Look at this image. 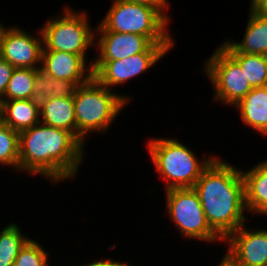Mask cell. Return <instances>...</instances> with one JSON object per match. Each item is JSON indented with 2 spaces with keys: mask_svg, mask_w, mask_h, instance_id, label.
I'll return each mask as SVG.
<instances>
[{
  "mask_svg": "<svg viewBox=\"0 0 267 266\" xmlns=\"http://www.w3.org/2000/svg\"><path fill=\"white\" fill-rule=\"evenodd\" d=\"M7 27L0 22V57L14 68H40L43 48L41 30L38 29L39 35L35 36L17 26Z\"/></svg>",
  "mask_w": 267,
  "mask_h": 266,
  "instance_id": "10",
  "label": "cell"
},
{
  "mask_svg": "<svg viewBox=\"0 0 267 266\" xmlns=\"http://www.w3.org/2000/svg\"><path fill=\"white\" fill-rule=\"evenodd\" d=\"M95 31L135 33L153 44H175L168 32L170 23L156 8L126 0H113Z\"/></svg>",
  "mask_w": 267,
  "mask_h": 266,
  "instance_id": "5",
  "label": "cell"
},
{
  "mask_svg": "<svg viewBox=\"0 0 267 266\" xmlns=\"http://www.w3.org/2000/svg\"><path fill=\"white\" fill-rule=\"evenodd\" d=\"M222 258L217 266H236L226 255Z\"/></svg>",
  "mask_w": 267,
  "mask_h": 266,
  "instance_id": "29",
  "label": "cell"
},
{
  "mask_svg": "<svg viewBox=\"0 0 267 266\" xmlns=\"http://www.w3.org/2000/svg\"><path fill=\"white\" fill-rule=\"evenodd\" d=\"M0 119L12 130L21 132L40 123V111L30 99L0 101Z\"/></svg>",
  "mask_w": 267,
  "mask_h": 266,
  "instance_id": "18",
  "label": "cell"
},
{
  "mask_svg": "<svg viewBox=\"0 0 267 266\" xmlns=\"http://www.w3.org/2000/svg\"><path fill=\"white\" fill-rule=\"evenodd\" d=\"M174 44H151L143 53H137L125 59L113 61H93V77L103 86L112 90V86L117 87L130 81L134 77H139L154 64L158 63ZM111 88V89H110Z\"/></svg>",
  "mask_w": 267,
  "mask_h": 266,
  "instance_id": "9",
  "label": "cell"
},
{
  "mask_svg": "<svg viewBox=\"0 0 267 266\" xmlns=\"http://www.w3.org/2000/svg\"><path fill=\"white\" fill-rule=\"evenodd\" d=\"M241 67L253 88L267 86V56L227 52Z\"/></svg>",
  "mask_w": 267,
  "mask_h": 266,
  "instance_id": "19",
  "label": "cell"
},
{
  "mask_svg": "<svg viewBox=\"0 0 267 266\" xmlns=\"http://www.w3.org/2000/svg\"><path fill=\"white\" fill-rule=\"evenodd\" d=\"M14 67L0 57V100L4 97Z\"/></svg>",
  "mask_w": 267,
  "mask_h": 266,
  "instance_id": "25",
  "label": "cell"
},
{
  "mask_svg": "<svg viewBox=\"0 0 267 266\" xmlns=\"http://www.w3.org/2000/svg\"><path fill=\"white\" fill-rule=\"evenodd\" d=\"M36 69L14 68L4 97L0 101L30 99L34 92Z\"/></svg>",
  "mask_w": 267,
  "mask_h": 266,
  "instance_id": "22",
  "label": "cell"
},
{
  "mask_svg": "<svg viewBox=\"0 0 267 266\" xmlns=\"http://www.w3.org/2000/svg\"><path fill=\"white\" fill-rule=\"evenodd\" d=\"M242 225L223 242L225 254L236 266H267V229H247Z\"/></svg>",
  "mask_w": 267,
  "mask_h": 266,
  "instance_id": "11",
  "label": "cell"
},
{
  "mask_svg": "<svg viewBox=\"0 0 267 266\" xmlns=\"http://www.w3.org/2000/svg\"><path fill=\"white\" fill-rule=\"evenodd\" d=\"M76 138L85 145V137L92 132L105 133L111 122L129 104L130 96L121 95L101 85L94 77L87 83L73 87Z\"/></svg>",
  "mask_w": 267,
  "mask_h": 266,
  "instance_id": "3",
  "label": "cell"
},
{
  "mask_svg": "<svg viewBox=\"0 0 267 266\" xmlns=\"http://www.w3.org/2000/svg\"><path fill=\"white\" fill-rule=\"evenodd\" d=\"M85 147L71 132L39 123L19 132V171L57 184L74 180Z\"/></svg>",
  "mask_w": 267,
  "mask_h": 266,
  "instance_id": "1",
  "label": "cell"
},
{
  "mask_svg": "<svg viewBox=\"0 0 267 266\" xmlns=\"http://www.w3.org/2000/svg\"><path fill=\"white\" fill-rule=\"evenodd\" d=\"M245 34L240 42L227 40L220 46L226 52H240L267 56V15L249 8Z\"/></svg>",
  "mask_w": 267,
  "mask_h": 266,
  "instance_id": "14",
  "label": "cell"
},
{
  "mask_svg": "<svg viewBox=\"0 0 267 266\" xmlns=\"http://www.w3.org/2000/svg\"><path fill=\"white\" fill-rule=\"evenodd\" d=\"M69 89L61 80L53 78L41 68H36L34 92L30 98L32 104L40 111L49 98L61 95Z\"/></svg>",
  "mask_w": 267,
  "mask_h": 266,
  "instance_id": "21",
  "label": "cell"
},
{
  "mask_svg": "<svg viewBox=\"0 0 267 266\" xmlns=\"http://www.w3.org/2000/svg\"><path fill=\"white\" fill-rule=\"evenodd\" d=\"M130 2H134L137 4H143L150 7L156 8L169 22H171V18L167 14L168 12V6H169V0H126ZM166 12V13H165Z\"/></svg>",
  "mask_w": 267,
  "mask_h": 266,
  "instance_id": "26",
  "label": "cell"
},
{
  "mask_svg": "<svg viewBox=\"0 0 267 266\" xmlns=\"http://www.w3.org/2000/svg\"><path fill=\"white\" fill-rule=\"evenodd\" d=\"M246 126L267 135V86L253 88L235 106Z\"/></svg>",
  "mask_w": 267,
  "mask_h": 266,
  "instance_id": "17",
  "label": "cell"
},
{
  "mask_svg": "<svg viewBox=\"0 0 267 266\" xmlns=\"http://www.w3.org/2000/svg\"><path fill=\"white\" fill-rule=\"evenodd\" d=\"M78 266H130L127 262L111 260L110 258H100L99 260H93L92 263L80 264Z\"/></svg>",
  "mask_w": 267,
  "mask_h": 266,
  "instance_id": "27",
  "label": "cell"
},
{
  "mask_svg": "<svg viewBox=\"0 0 267 266\" xmlns=\"http://www.w3.org/2000/svg\"><path fill=\"white\" fill-rule=\"evenodd\" d=\"M21 227L15 222L4 226L0 231V266H14V261L20 249L30 239L21 232Z\"/></svg>",
  "mask_w": 267,
  "mask_h": 266,
  "instance_id": "20",
  "label": "cell"
},
{
  "mask_svg": "<svg viewBox=\"0 0 267 266\" xmlns=\"http://www.w3.org/2000/svg\"><path fill=\"white\" fill-rule=\"evenodd\" d=\"M153 165L165 180V190L172 188H193L203 170L216 157L202 160L186 145L175 138L155 137L146 145Z\"/></svg>",
  "mask_w": 267,
  "mask_h": 266,
  "instance_id": "4",
  "label": "cell"
},
{
  "mask_svg": "<svg viewBox=\"0 0 267 266\" xmlns=\"http://www.w3.org/2000/svg\"><path fill=\"white\" fill-rule=\"evenodd\" d=\"M40 123L71 132L76 137V121L72 88L52 96L40 110Z\"/></svg>",
  "mask_w": 267,
  "mask_h": 266,
  "instance_id": "16",
  "label": "cell"
},
{
  "mask_svg": "<svg viewBox=\"0 0 267 266\" xmlns=\"http://www.w3.org/2000/svg\"><path fill=\"white\" fill-rule=\"evenodd\" d=\"M53 18V19H52ZM46 20L40 27L42 50H57L88 58L87 50L95 44V28L90 26L86 11L65 6L62 14Z\"/></svg>",
  "mask_w": 267,
  "mask_h": 266,
  "instance_id": "6",
  "label": "cell"
},
{
  "mask_svg": "<svg viewBox=\"0 0 267 266\" xmlns=\"http://www.w3.org/2000/svg\"><path fill=\"white\" fill-rule=\"evenodd\" d=\"M151 44L152 42L146 36L140 34L95 31L94 46H97L96 49L99 52L92 61L125 59L137 53H143Z\"/></svg>",
  "mask_w": 267,
  "mask_h": 266,
  "instance_id": "13",
  "label": "cell"
},
{
  "mask_svg": "<svg viewBox=\"0 0 267 266\" xmlns=\"http://www.w3.org/2000/svg\"><path fill=\"white\" fill-rule=\"evenodd\" d=\"M250 9L256 13L267 15V0H251Z\"/></svg>",
  "mask_w": 267,
  "mask_h": 266,
  "instance_id": "28",
  "label": "cell"
},
{
  "mask_svg": "<svg viewBox=\"0 0 267 266\" xmlns=\"http://www.w3.org/2000/svg\"><path fill=\"white\" fill-rule=\"evenodd\" d=\"M0 165L19 171V132L0 119Z\"/></svg>",
  "mask_w": 267,
  "mask_h": 266,
  "instance_id": "23",
  "label": "cell"
},
{
  "mask_svg": "<svg viewBox=\"0 0 267 266\" xmlns=\"http://www.w3.org/2000/svg\"><path fill=\"white\" fill-rule=\"evenodd\" d=\"M166 209L185 238L214 243L223 240L209 226L199 196L193 188L165 190Z\"/></svg>",
  "mask_w": 267,
  "mask_h": 266,
  "instance_id": "7",
  "label": "cell"
},
{
  "mask_svg": "<svg viewBox=\"0 0 267 266\" xmlns=\"http://www.w3.org/2000/svg\"><path fill=\"white\" fill-rule=\"evenodd\" d=\"M245 205L247 212L254 215H267V159L251 169L242 170Z\"/></svg>",
  "mask_w": 267,
  "mask_h": 266,
  "instance_id": "15",
  "label": "cell"
},
{
  "mask_svg": "<svg viewBox=\"0 0 267 266\" xmlns=\"http://www.w3.org/2000/svg\"><path fill=\"white\" fill-rule=\"evenodd\" d=\"M193 189L209 226L223 241L249 220L244 215L247 209L241 168L216 156Z\"/></svg>",
  "mask_w": 267,
  "mask_h": 266,
  "instance_id": "2",
  "label": "cell"
},
{
  "mask_svg": "<svg viewBox=\"0 0 267 266\" xmlns=\"http://www.w3.org/2000/svg\"><path fill=\"white\" fill-rule=\"evenodd\" d=\"M88 64V65H87ZM93 61L82 56L57 50H42L41 69L61 80L69 88L87 83L92 77Z\"/></svg>",
  "mask_w": 267,
  "mask_h": 266,
  "instance_id": "12",
  "label": "cell"
},
{
  "mask_svg": "<svg viewBox=\"0 0 267 266\" xmlns=\"http://www.w3.org/2000/svg\"><path fill=\"white\" fill-rule=\"evenodd\" d=\"M205 61L203 72L212 84L213 101L235 106L253 87L240 65L219 45Z\"/></svg>",
  "mask_w": 267,
  "mask_h": 266,
  "instance_id": "8",
  "label": "cell"
},
{
  "mask_svg": "<svg viewBox=\"0 0 267 266\" xmlns=\"http://www.w3.org/2000/svg\"><path fill=\"white\" fill-rule=\"evenodd\" d=\"M37 240L29 239L20 249L14 266H49V251L41 246Z\"/></svg>",
  "mask_w": 267,
  "mask_h": 266,
  "instance_id": "24",
  "label": "cell"
}]
</instances>
